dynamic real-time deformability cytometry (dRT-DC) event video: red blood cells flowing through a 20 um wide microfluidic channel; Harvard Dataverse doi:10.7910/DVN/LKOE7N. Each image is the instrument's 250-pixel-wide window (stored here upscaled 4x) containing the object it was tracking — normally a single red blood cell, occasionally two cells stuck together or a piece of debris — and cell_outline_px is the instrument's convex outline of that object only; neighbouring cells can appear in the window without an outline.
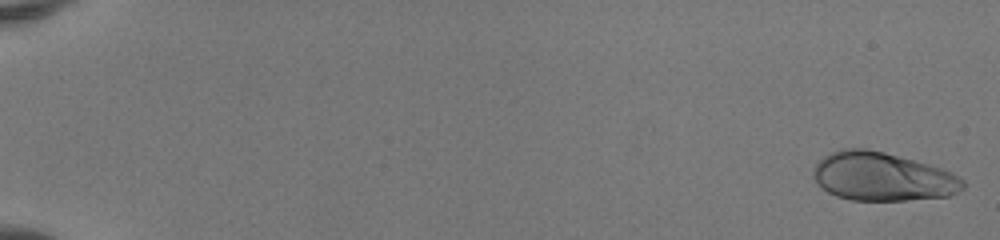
{"species": "human", "species_latin": "Homo sapiens", "temperature_condition": "room temperature", "stored_images_in_passage": 17, "camera_frame_rate_fps": 3000, "um_per_image_px": 0.085, "donor": {"sex": "female"}, "frame": {"image": 1, "passage_image": 1, "time_ms": 0.0, "image_size_px": [1000, 240], "cell_outline_px": [[964, 188], [948, 196], [904, 200], [852, 200], [836, 196], [828, 192], [816, 180], [816, 164], [824, 156], [832, 152], [844, 148], [868, 148], [884, 152], [928, 164], [952, 172], [960, 176], [964, 180]], "centroid_in_image_um": [75.05, 15.01], "position_along_channel_um": 10.0, "area_um2": 41.79}}
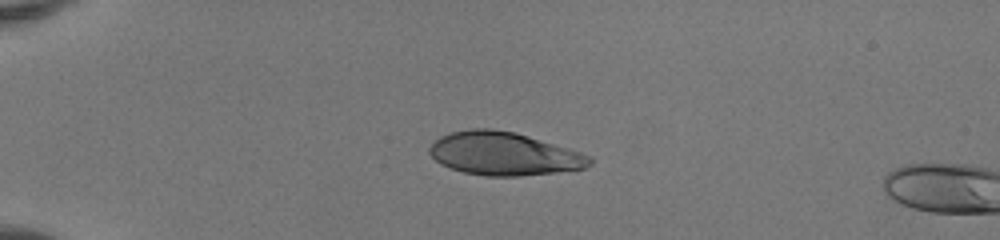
{"frame": {"image": 2, "passage_image": 14, "time_ms": 4.333, "image_size_px": [1000, 240], "cell_outline_px": [[592, 164], [584, 168], [556, 172], [520, 176], [484, 176], [464, 172], [440, 164], [428, 152], [428, 148], [440, 136], [448, 132], [472, 128], [492, 128], [516, 132], [568, 148], [592, 156]], "centroid_in_image_um": [42.82, 13.06], "position_along_channel_um": 42.2, "area_um2": 40.4}}